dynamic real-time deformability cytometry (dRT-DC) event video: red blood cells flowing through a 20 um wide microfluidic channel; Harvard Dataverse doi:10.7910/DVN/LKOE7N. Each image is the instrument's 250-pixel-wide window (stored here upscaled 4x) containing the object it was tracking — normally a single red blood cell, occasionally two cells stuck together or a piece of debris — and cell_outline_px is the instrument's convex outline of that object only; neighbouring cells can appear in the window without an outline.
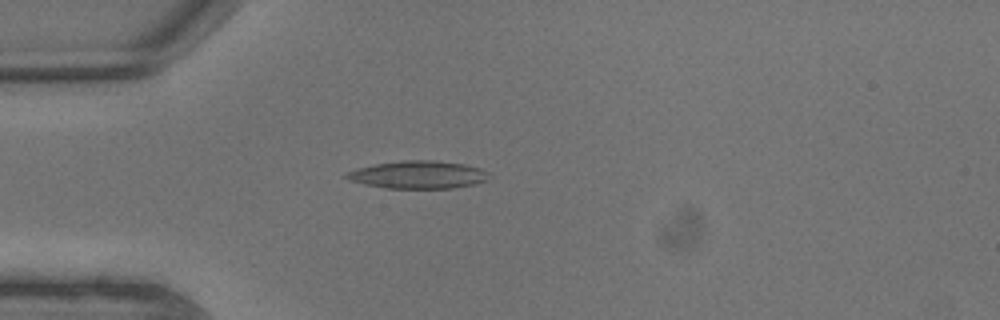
{"species": "common noctule bat (a hibernating species)", "species_latin": "Nyctalus noctula", "temperature_condition": "warm", "stored_images_in_passage": 8, "camera_frame_rate_fps": 3000, "um_per_image_px": 0.085, "animal": {"sex": "male", "body_mass_g": 13.3}, "frame": {"image": 1, "passage_image": 5, "time_ms": 1.333, "image_size_px": [1000, 320], "cell_outline_px": [[488, 180], [472, 184], [452, 188], [384, 188], [364, 184], [352, 180], [344, 176], [348, 172], [356, 168], [376, 164], [400, 160], [432, 160], [464, 164], [480, 168], [488, 172]], "centroid_in_image_um": [35.54, 14.84], "position_along_channel_um": 49.5, "area_um2": 22.83}}
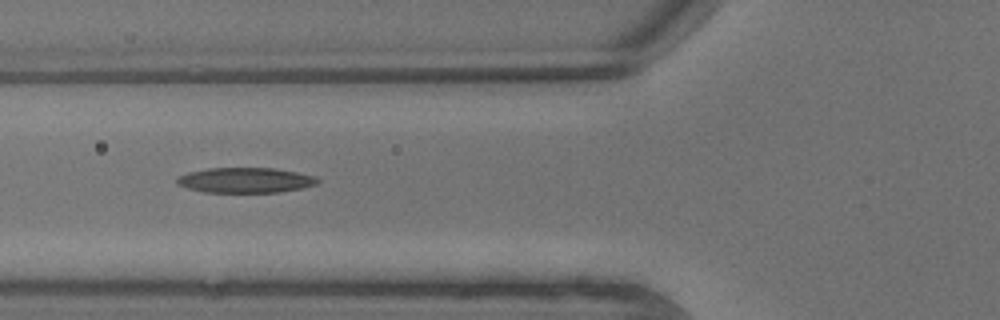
{"frame": {"image": 2, "passage_image": 7, "time_ms": 2.0, "image_size_px": [1000, 320], "cell_outline_px": [[320, 180], [316, 184], [300, 188], [280, 192], [204, 192], [188, 188], [176, 184], [176, 176], [188, 172], [208, 168], [276, 168], [316, 176]], "centroid_in_image_um": [20.83, 15.31], "position_along_channel_um": 105.0, "area_um2": 20.69}}
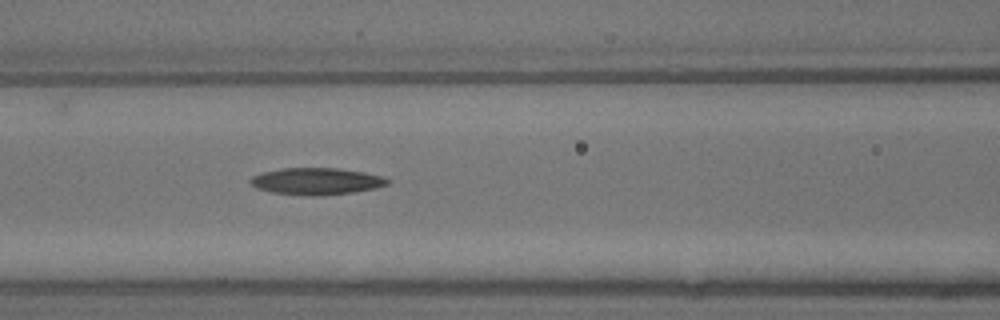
{"frame": {"image": 3, "passage_image": 8, "time_ms": 2.333, "image_size_px": [1000, 320], "cell_outline_px": [[392, 180], [388, 184], [376, 188], [352, 192], [320, 196], [312, 196], [272, 192], [256, 188], [248, 180], [252, 176], [260, 172], [284, 168], [340, 168], [364, 172], [384, 176]], "centroid_in_image_um": [26.92, 15.4], "position_along_channel_um": 139.7, "area_um2": 21.62}}